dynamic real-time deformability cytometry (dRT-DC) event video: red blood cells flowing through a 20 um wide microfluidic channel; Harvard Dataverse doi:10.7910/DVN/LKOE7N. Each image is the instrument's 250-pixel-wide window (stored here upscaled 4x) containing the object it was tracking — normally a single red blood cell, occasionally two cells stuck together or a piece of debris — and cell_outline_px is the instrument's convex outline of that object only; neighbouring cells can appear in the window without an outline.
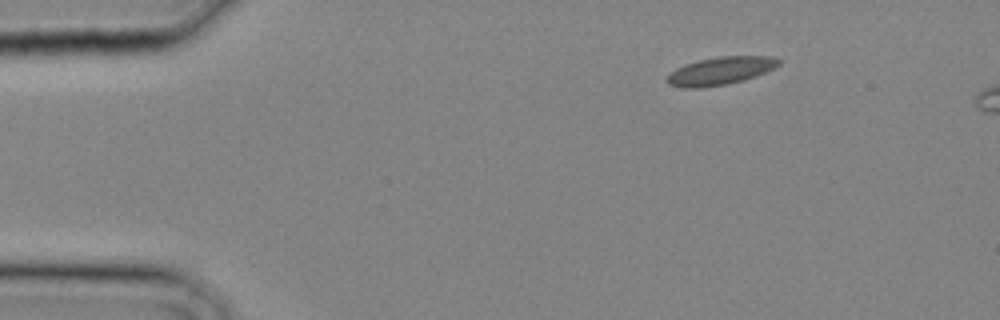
{"species": "common noctule bat (a hibernating species)", "species_latin": "Nyctalus noctula", "temperature_condition": "cold", "stored_images_in_passage": 17, "camera_frame_rate_fps": 3000, "um_per_image_px": 0.085, "animal": {"sex": "male", "body_mass_g": 20.4}, "frame": {"image": 1, "passage_image": 1, "time_ms": 0.0, "image_size_px": [1000, 320], "cell_outline_px": [[780, 64], [776, 68], [756, 76], [744, 80], [728, 84], [700, 88], [680, 88], [668, 84], [664, 80], [676, 68], [684, 64], [700, 60], [720, 56], [772, 56], [780, 60]], "centroid_in_image_um": [61.24, 6.03], "position_along_channel_um": 23.8, "area_um2": 18.32}}
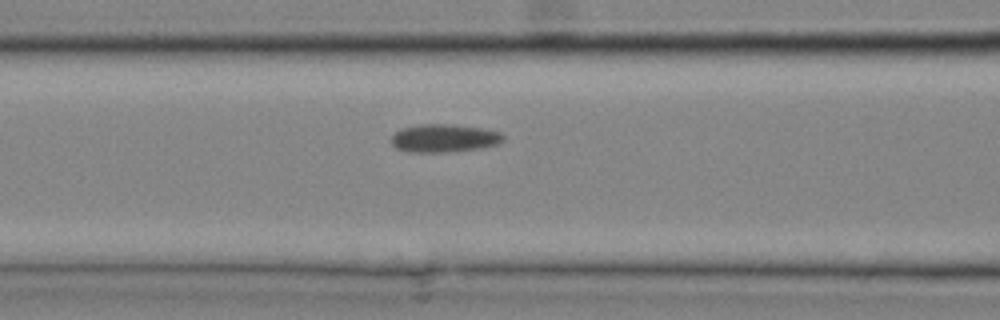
{"frame": {"image": 2, "passage_image": 9, "time_ms": 2.667, "image_size_px": [1000, 320], "cell_outline_px": [[504, 140], [496, 144], [484, 148], [452, 152], [408, 152], [396, 148], [392, 144], [392, 136], [396, 132], [404, 128], [420, 124], [452, 124], [484, 128], [500, 132], [504, 136]], "centroid_in_image_um": [37.79, 11.75], "position_along_channel_um": 128.8, "area_um2": 18.44}}
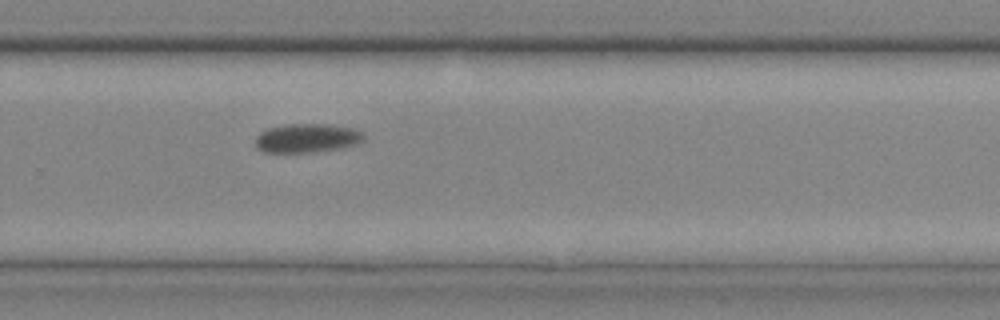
{"frame": {"image": 3, "passage_image": 17, "time_ms": 5.333, "image_size_px": [1000, 320], "cell_outline_px": [[364, 140], [356, 144], [344, 148], [316, 152], [264, 152], [256, 148], [256, 136], [260, 132], [268, 128], [288, 124], [324, 124], [352, 128], [364, 132]], "centroid_in_image_um": [26.11, 11.75], "position_along_channel_um": 303.7, "area_um2": 18.38}}